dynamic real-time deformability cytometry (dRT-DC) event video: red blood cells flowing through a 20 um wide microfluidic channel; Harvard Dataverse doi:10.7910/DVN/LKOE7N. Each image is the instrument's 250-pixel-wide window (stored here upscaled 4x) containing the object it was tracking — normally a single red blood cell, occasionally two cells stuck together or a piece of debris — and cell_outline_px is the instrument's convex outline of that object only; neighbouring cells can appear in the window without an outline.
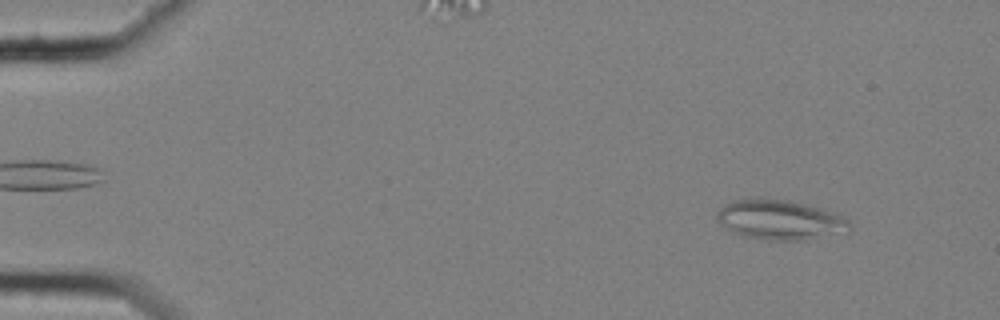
{"species": "common noctule bat (a hibernating species)", "species_latin": "Nyctalus noctula", "temperature_condition": "cold", "stored_images_in_passage": 58, "camera_frame_rate_fps": 3000, "um_per_image_px": 0.085, "animal": {"sex": "female", "body_mass_g": 25.1}, "frame": {"image": 1, "passage_image": 6, "time_ms": 1.667, "image_size_px": [1000, 320], "cell_outline_px": [[852, 228], [848, 232], [804, 240], [776, 240], [740, 236], [732, 232], [716, 220], [716, 212], [724, 204], [732, 200], [756, 196], [760, 196], [788, 200], [804, 204], [844, 216], [852, 224]], "centroid_in_image_um": [66.26, 18.66], "position_along_channel_um": 18.7, "area_um2": 31.27}}
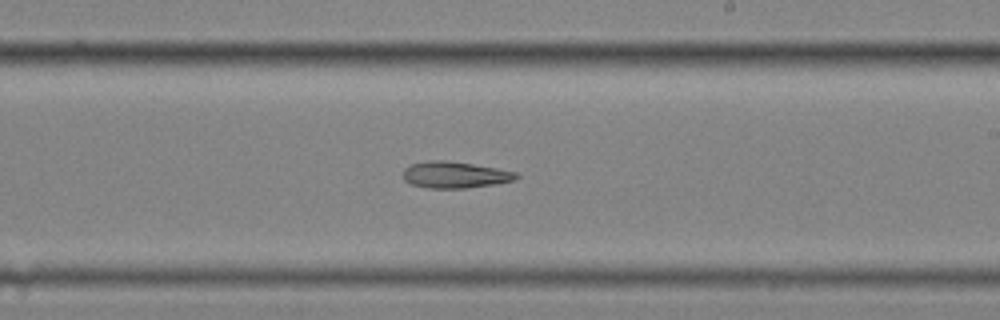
{"frame": {"image": 2, "passage_image": 35, "time_ms": 11.333, "image_size_px": [1000, 320], "cell_outline_px": [[520, 176], [516, 180], [496, 184], [464, 188], [428, 188], [412, 184], [404, 180], [404, 168], [412, 164], [428, 160], [444, 160], [472, 164], [496, 168], [516, 172]], "centroid_in_image_um": [38.69, 14.86], "position_along_channel_um": 250.3, "area_um2": 17.4}}
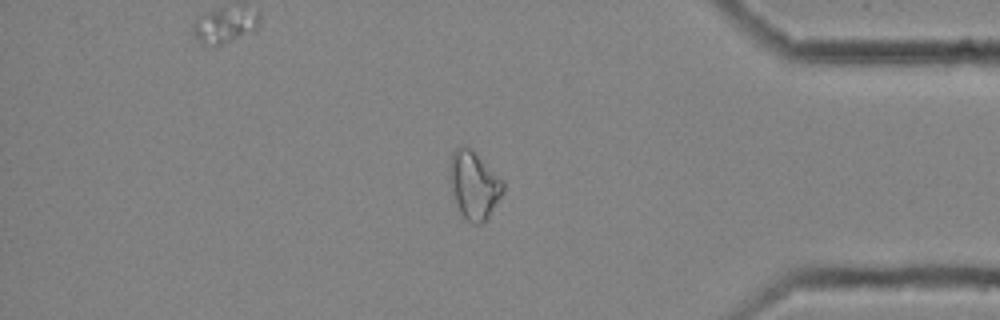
{"frame": {"image": 3, "passage_image": 49, "time_ms": 16.0, "image_size_px": [1000, 320], "cell_outline_px": [[504, 188], [500, 196], [488, 216], [484, 220], [476, 224], [472, 224], [460, 212], [456, 204], [448, 176], [448, 172], [452, 152], [460, 144], [468, 144], [504, 180]], "centroid_in_image_um": [40.26, 15.63], "position_along_channel_um": 394.9, "area_um2": 21.21}}